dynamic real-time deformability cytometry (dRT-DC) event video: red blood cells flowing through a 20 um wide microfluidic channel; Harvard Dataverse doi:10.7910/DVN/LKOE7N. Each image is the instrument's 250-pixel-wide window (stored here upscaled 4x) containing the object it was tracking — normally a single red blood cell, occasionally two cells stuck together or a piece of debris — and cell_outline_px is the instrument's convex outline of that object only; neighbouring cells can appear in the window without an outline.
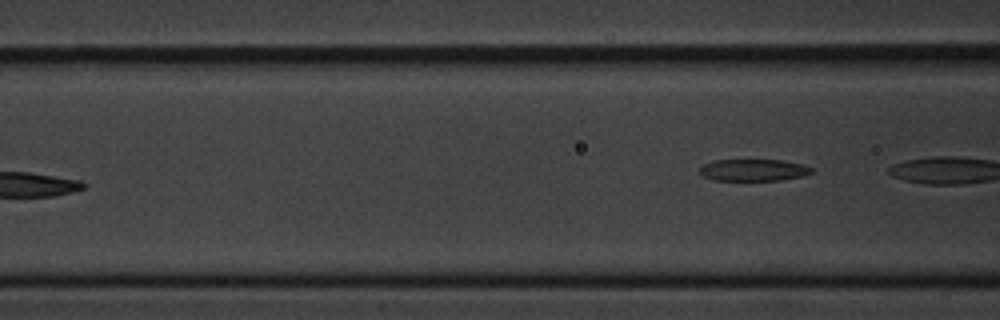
{"species": "common noctule bat (a hibernating species)", "species_latin": "Nyctalus noctula", "temperature_condition": "cold", "stored_images_in_passage": 8, "camera_frame_rate_fps": 3000, "um_per_image_px": 0.085, "animal": {"sex": "male", "body_mass_g": 20.1, "forearm_length_mm": 53.5}, "frame": {"image": 1, "passage_image": 8, "time_ms": 8.333, "image_size_px": [1000, 320], "cell_outline_px": [[812, 172], [800, 176], [780, 180], [712, 180], [704, 176], [700, 172], [700, 168], [704, 164], [716, 160], [780, 160], [804, 164], [812, 168]], "centroid_in_image_um": [64.04, 14.45], "position_along_channel_um": 102.6, "area_um2": 14.05}}